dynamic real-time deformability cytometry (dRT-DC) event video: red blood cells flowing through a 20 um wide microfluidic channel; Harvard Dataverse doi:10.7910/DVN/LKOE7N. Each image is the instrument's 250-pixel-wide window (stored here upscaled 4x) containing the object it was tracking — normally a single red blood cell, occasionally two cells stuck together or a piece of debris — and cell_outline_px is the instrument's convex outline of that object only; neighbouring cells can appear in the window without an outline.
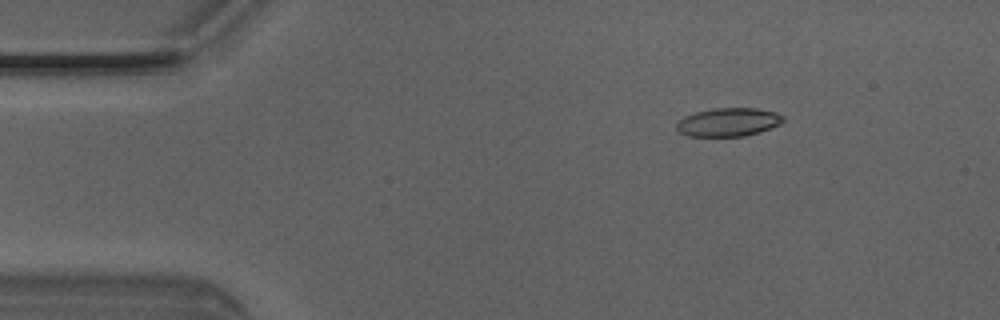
{"species": "Egyptian fruit bat (a non-hibernating species)", "species_latin": "Rousettus aegyptiacus", "temperature_condition": "room temperature", "stored_images_in_passage": 4, "camera_frame_rate_fps": 3000, "um_per_image_px": 0.085, "animal": {"sex": "male"}, "frame": {"image": 1, "passage_image": 2, "time_ms": 0.333, "image_size_px": [1000, 320], "cell_outline_px": [[784, 120], [780, 124], [772, 128], [760, 132], [744, 136], [688, 136], [680, 132], [676, 128], [676, 124], [684, 116], [696, 112], [712, 108], [756, 108], [776, 112], [784, 116]], "centroid_in_image_um": [61.93, 10.38], "position_along_channel_um": 23.1, "area_um2": 17.74}}